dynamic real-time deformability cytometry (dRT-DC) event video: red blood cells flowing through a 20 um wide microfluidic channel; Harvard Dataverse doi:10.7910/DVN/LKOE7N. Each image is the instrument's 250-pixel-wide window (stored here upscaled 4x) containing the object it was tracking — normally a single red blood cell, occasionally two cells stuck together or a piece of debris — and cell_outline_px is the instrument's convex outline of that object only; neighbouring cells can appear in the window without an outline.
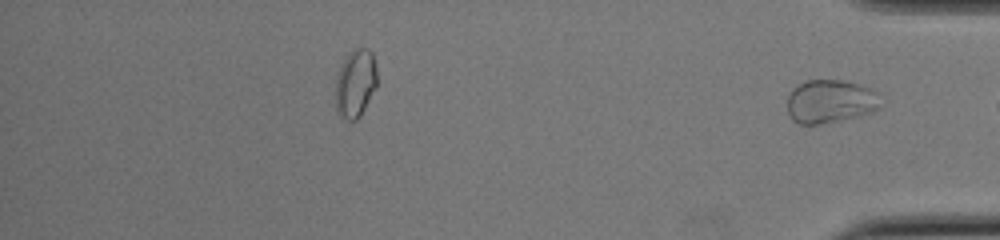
{"species": "common noctule bat (a hibernating species)", "species_latin": "Nyctalus noctula", "temperature_condition": "cold", "stored_images_in_passage": 45, "segment_of_instrument_passage": [2, 2], "camera_frame_rate_fps": 3000, "um_per_image_px": 0.085, "animal": {"sex": "female", "body_mass_g": 22.0, "forearm_length_mm": 56.7}, "frame": {"image": 1, "passage_image": 45, "time_ms": 14.667, "image_size_px": [1000, 240], "cell_outline_px": [[880, 108], [872, 112], [844, 120], [820, 124], [800, 124], [792, 120], [788, 112], [788, 96], [800, 84], [808, 80], [848, 80], [876, 88], [880, 92]], "centroid_in_image_um": [70.67, 8.61], "position_along_channel_um": 364.5, "area_um2": 24.04}}